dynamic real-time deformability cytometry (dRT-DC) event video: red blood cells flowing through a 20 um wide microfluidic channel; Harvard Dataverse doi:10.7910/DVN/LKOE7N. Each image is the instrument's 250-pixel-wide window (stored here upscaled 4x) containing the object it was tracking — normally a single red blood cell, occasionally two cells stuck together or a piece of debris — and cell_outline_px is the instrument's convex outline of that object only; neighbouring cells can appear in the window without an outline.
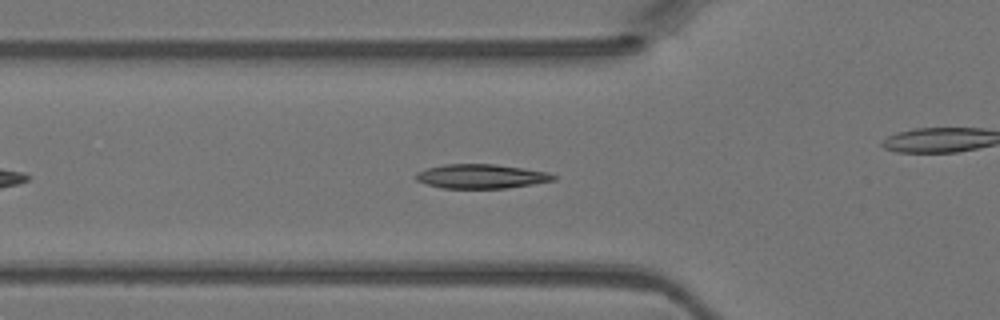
{"species": "Egyptian fruit bat (a non-hibernating species)", "species_latin": "Rousettus aegyptiacus", "temperature_condition": "warm", "stored_images_in_passage": 38, "camera_frame_rate_fps": 3000, "um_per_image_px": 0.085, "animal": {"sex": "female"}, "frame": {"image": 1, "passage_image": 7, "time_ms": 2.0, "image_size_px": [1000, 320], "cell_outline_px": [[556, 180], [532, 184], [504, 188], [440, 188], [416, 180], [412, 176], [416, 172], [428, 168], [444, 164], [496, 164], [548, 172], [556, 176]], "centroid_in_image_um": [40.87, 14.98], "position_along_channel_um": 84.9, "area_um2": 19.42}}
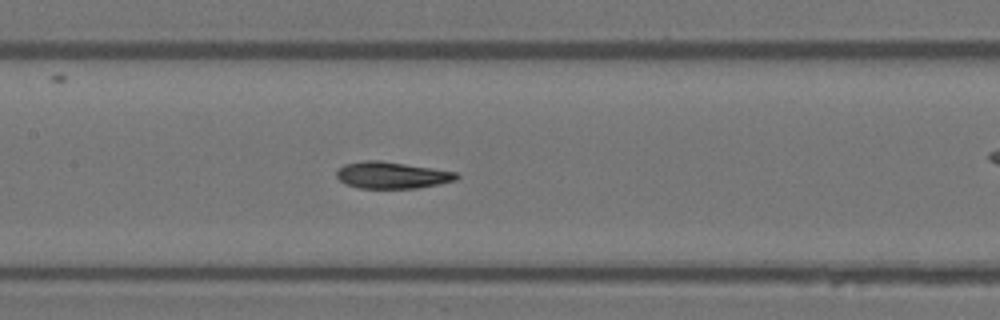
{"frame": {"image": 2, "passage_image": 13, "time_ms": 4.0, "image_size_px": [1000, 320], "cell_outline_px": [[460, 176], [456, 180], [440, 184], [416, 188], [360, 188], [344, 184], [336, 176], [336, 172], [344, 164], [364, 160], [380, 160], [432, 168], [456, 172]], "centroid_in_image_um": [33.3, 14.89], "position_along_channel_um": 174.1, "area_um2": 18.67}}
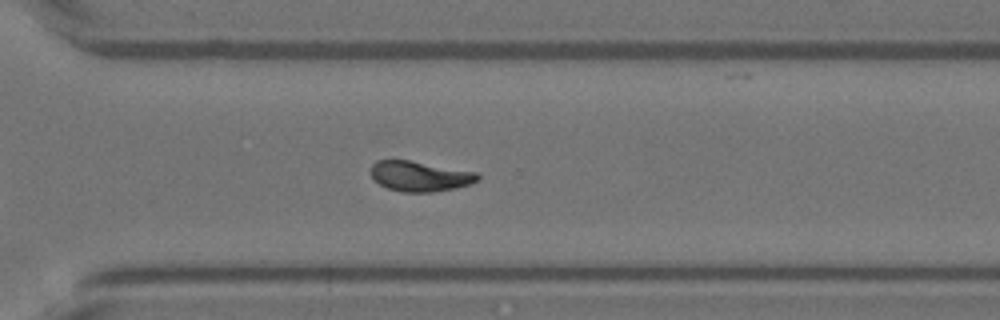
{"frame": {"image": 3, "passage_image": 24, "time_ms": 7.667, "image_size_px": [1000, 320], "cell_outline_px": [[480, 180], [472, 184], [456, 188], [436, 192], [404, 192], [388, 188], [380, 184], [372, 176], [372, 164], [376, 160], [408, 160], [476, 172], [480, 176]], "centroid_in_image_um": [35.74, 14.99], "position_along_channel_um": 334.9, "area_um2": 18.73}}